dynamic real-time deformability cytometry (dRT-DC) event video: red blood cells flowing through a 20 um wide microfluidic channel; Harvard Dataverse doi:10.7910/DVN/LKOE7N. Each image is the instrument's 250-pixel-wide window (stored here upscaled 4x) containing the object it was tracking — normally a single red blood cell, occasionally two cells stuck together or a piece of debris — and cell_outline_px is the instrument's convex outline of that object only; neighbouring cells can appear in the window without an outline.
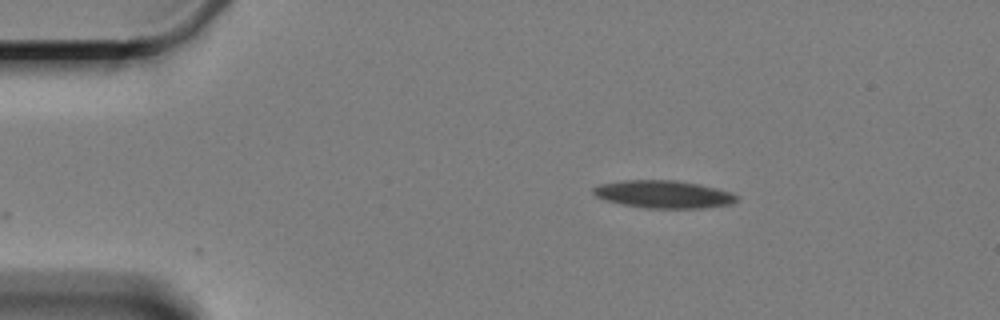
{"species": "Egyptian fruit bat (a non-hibernating species)", "species_latin": "Rousettus aegyptiacus", "temperature_condition": "cold", "stored_images_in_passage": 2, "camera_frame_rate_fps": 3000, "um_per_image_px": 0.085, "animal": {"sex": "female"}, "frame": {"image": 1, "passage_image": 2, "time_ms": 2.0, "image_size_px": [1000, 320], "cell_outline_px": [[740, 200], [732, 204], [708, 208], [644, 208], [604, 200], [596, 196], [592, 192], [592, 188], [600, 184], [624, 180], [676, 180], [716, 188], [732, 192], [740, 196]], "centroid_in_image_um": [56.45, 16.52], "position_along_channel_um": 28.5, "area_um2": 23.29}}